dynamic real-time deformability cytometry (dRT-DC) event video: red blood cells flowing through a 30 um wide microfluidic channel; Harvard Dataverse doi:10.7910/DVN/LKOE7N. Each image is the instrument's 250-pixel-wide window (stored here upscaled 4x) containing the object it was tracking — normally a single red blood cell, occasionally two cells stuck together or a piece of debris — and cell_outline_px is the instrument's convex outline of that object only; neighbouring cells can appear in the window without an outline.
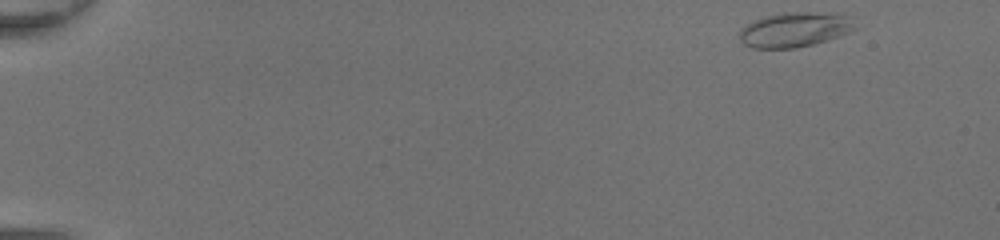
{"species": "common noctule bat (a hibernating species)", "species_latin": "Nyctalus noctula", "temperature_condition": "room temperature", "stored_images_in_passage": 6, "camera_frame_rate_fps": 3000, "um_per_image_px": 0.085, "animal": {"sex": "female", "body_mass_g": 20.0, "forearm_length_mm": 54.0}, "frame": {"image": 1, "passage_image": 1, "time_ms": 0.0, "image_size_px": [1000, 240], "cell_outline_px": [[860, 28], [852, 32], [840, 36], [812, 44], [796, 48], [752, 48], [744, 44], [740, 40], [740, 28], [752, 20], [784, 12], [808, 12], [856, 16]], "centroid_in_image_um": [67.65, 2.51], "position_along_channel_um": 17.4, "area_um2": 23.87}}